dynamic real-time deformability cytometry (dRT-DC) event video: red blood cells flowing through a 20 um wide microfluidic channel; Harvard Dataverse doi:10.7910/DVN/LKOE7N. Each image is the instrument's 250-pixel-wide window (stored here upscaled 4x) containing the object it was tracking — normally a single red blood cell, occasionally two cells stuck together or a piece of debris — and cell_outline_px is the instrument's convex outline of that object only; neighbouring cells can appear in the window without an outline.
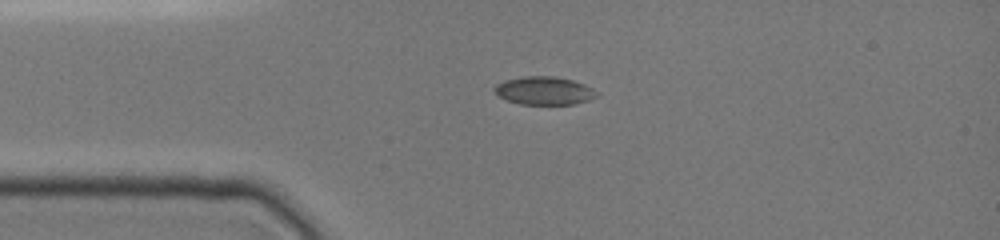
{"species": "common noctule bat (a hibernating species)", "species_latin": "Nyctalus noctula", "temperature_condition": "cold", "stored_images_in_passage": 3, "camera_frame_rate_fps": 3000, "um_per_image_px": 0.085, "animal": {"sex": "female", "body_mass_g": 19.0, "forearm_length_mm": 51.5}, "frame": {"image": 1, "passage_image": 1, "time_ms": 0.0, "image_size_px": [1000, 240], "cell_outline_px": [[600, 96], [576, 104], [520, 104], [496, 96], [492, 88], [496, 84], [504, 80], [520, 76], [552, 76], [572, 80], [584, 84], [592, 88]], "centroid_in_image_um": [46.22, 7.7], "position_along_channel_um": 38.8, "area_um2": 16.94}}
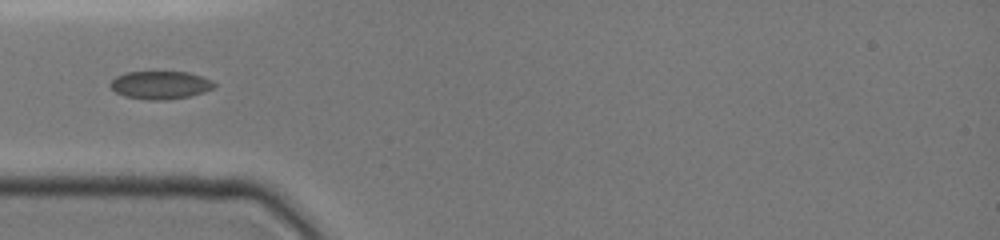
{"frame": {"image": 2, "passage_image": 2, "time_ms": 1.333, "image_size_px": [1000, 240], "cell_outline_px": [[216, 88], [204, 92], [188, 96], [164, 100], [148, 100], [124, 96], [116, 92], [108, 84], [116, 76], [124, 72], [188, 72], [212, 80], [216, 84]], "centroid_in_image_um": [13.63, 7.23], "position_along_channel_um": 71.4, "area_um2": 16.99}}
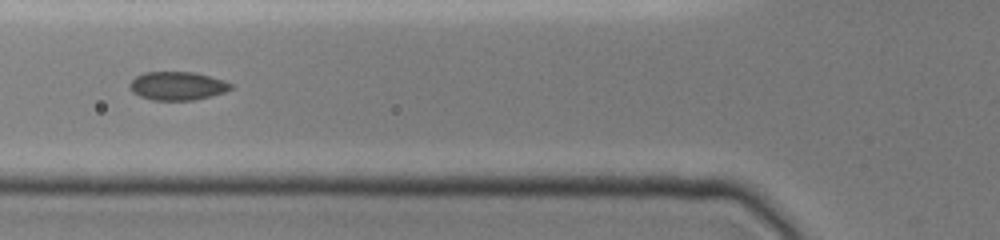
{"frame": {"image": 3, "passage_image": 3, "time_ms": 2.333, "image_size_px": [1000, 240], "cell_outline_px": [[232, 88], [224, 92], [212, 96], [192, 100], [152, 100], [140, 96], [132, 92], [128, 88], [128, 84], [136, 76], [144, 72], [196, 72], [224, 80], [232, 84]], "centroid_in_image_um": [15.06, 7.3], "position_along_channel_um": 110.7, "area_um2": 16.88}}